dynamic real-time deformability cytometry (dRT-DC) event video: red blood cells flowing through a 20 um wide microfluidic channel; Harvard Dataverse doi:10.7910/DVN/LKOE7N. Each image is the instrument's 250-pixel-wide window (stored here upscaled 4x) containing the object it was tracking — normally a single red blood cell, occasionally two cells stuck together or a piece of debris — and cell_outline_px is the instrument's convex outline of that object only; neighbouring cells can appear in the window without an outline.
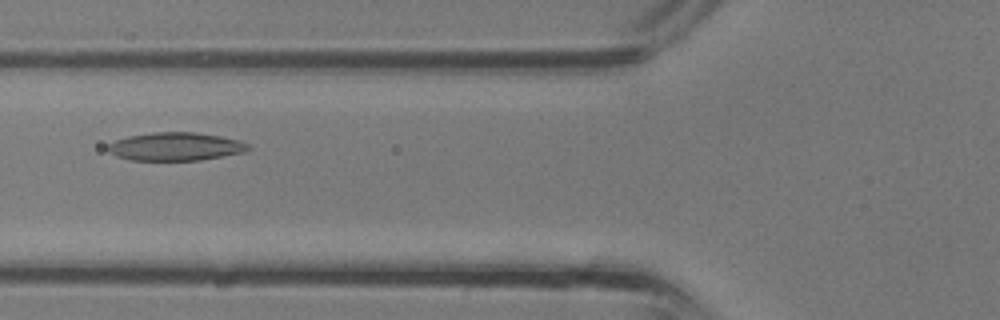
{"species": "common noctule bat (a hibernating species)", "species_latin": "Nyctalus noctula", "temperature_condition": "room temperature", "stored_images_in_passage": 31, "camera_frame_rate_fps": 3000, "um_per_image_px": 0.085, "animal": {"sex": "male", "body_mass_g": 13.3}, "frame": {"image": 1, "passage_image": 8, "time_ms": 2.333, "image_size_px": [1000, 320], "cell_outline_px": [[252, 148], [240, 152], [200, 160], [132, 160], [120, 156], [112, 152], [108, 148], [108, 144], [116, 140], [132, 136], [156, 132], [192, 132], [220, 136], [236, 140], [248, 144]], "centroid_in_image_um": [14.94, 12.45], "position_along_channel_um": 110.9, "area_um2": 22.31}}
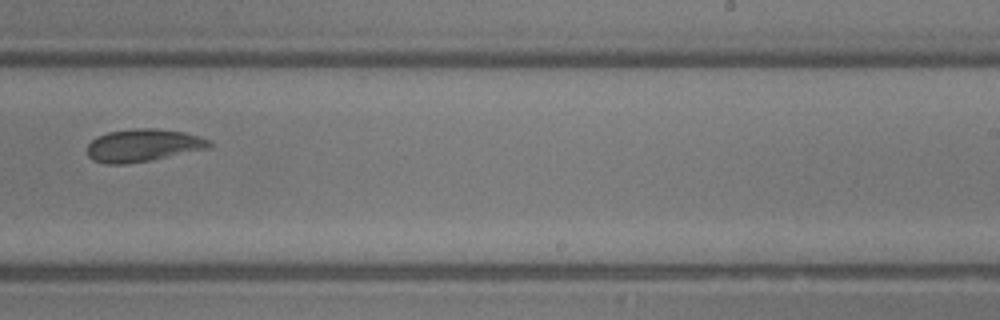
{"frame": {"image": 2, "passage_image": 17, "time_ms": 5.333, "image_size_px": [1000, 320], "cell_outline_px": [[212, 144], [204, 148], [148, 160], [120, 164], [108, 164], [92, 160], [88, 156], [88, 144], [92, 140], [108, 132], [132, 128], [156, 128], [184, 132], [208, 140]], "centroid_in_image_um": [12.08, 12.34], "position_along_channel_um": 276.9, "area_um2": 22.48}}
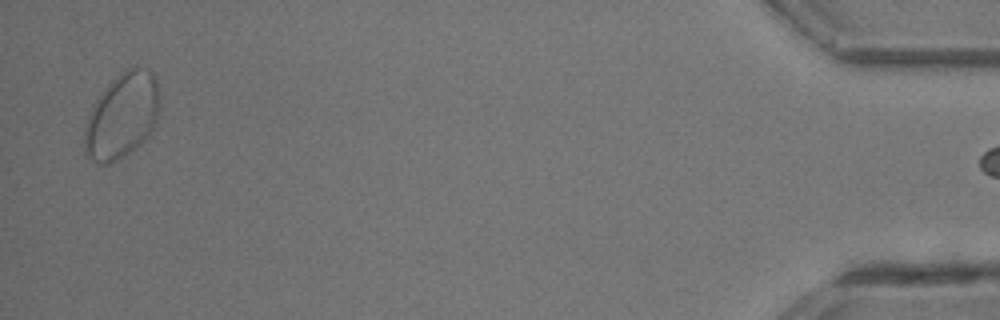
{"frame": {"image": 3, "passage_image": 30, "time_ms": 9.667, "image_size_px": [1000, 320], "cell_outline_px": [[156, 116], [148, 132], [128, 152], [112, 164], [96, 164], [88, 152], [88, 128], [92, 116], [100, 100], [112, 80], [116, 76], [128, 68], [140, 68], [152, 72], [156, 76]], "centroid_in_image_um": [10.42, 9.82], "position_along_channel_um": 424.8, "area_um2": 33.87}}